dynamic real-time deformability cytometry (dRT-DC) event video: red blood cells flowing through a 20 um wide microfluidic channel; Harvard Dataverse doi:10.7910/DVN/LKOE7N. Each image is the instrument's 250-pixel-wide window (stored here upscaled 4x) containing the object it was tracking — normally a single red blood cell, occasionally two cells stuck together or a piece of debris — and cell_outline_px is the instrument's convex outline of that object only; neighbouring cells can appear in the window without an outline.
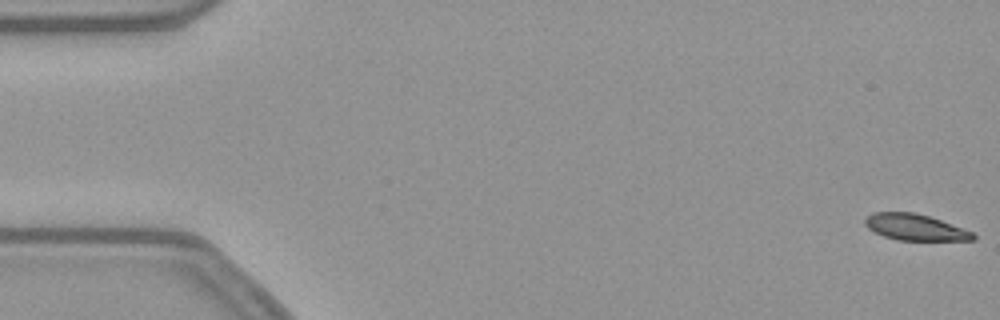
{"species": "common noctule bat (a hibernating species)", "species_latin": "Nyctalus noctula", "temperature_condition": "warm", "stored_images_in_passage": 16, "camera_frame_rate_fps": 3000, "um_per_image_px": 0.085, "animal": {"sex": "female", "body_mass_g": 21.9}, "frame": {"image": 1, "passage_image": 1, "time_ms": 0.0, "image_size_px": [1000, 320], "cell_outline_px": [[976, 240], [896, 240], [884, 236], [868, 228], [864, 224], [864, 220], [872, 212], [912, 212], [928, 216], [940, 220], [972, 232], [976, 236]], "centroid_in_image_um": [77.76, 19.32], "position_along_channel_um": 7.2, "area_um2": 16.3}}
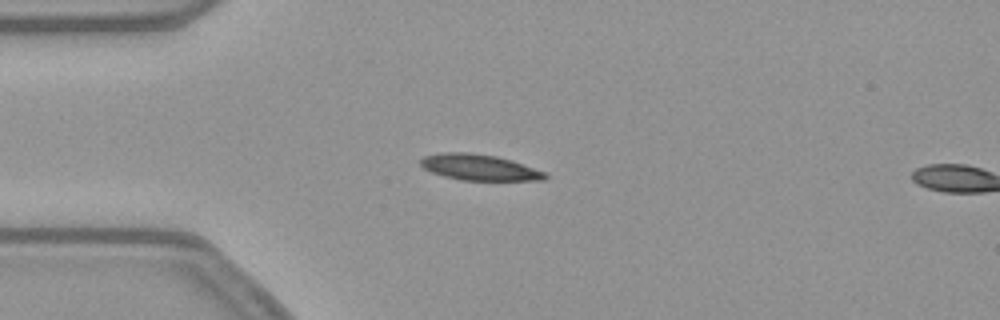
{"frame": {"image": 2, "passage_image": 14, "time_ms": 4.333, "image_size_px": [1000, 320], "cell_outline_px": [[548, 176], [544, 180], [460, 180], [444, 176], [432, 172], [424, 168], [420, 164], [420, 160], [424, 156], [440, 152], [468, 152], [496, 156], [512, 160], [544, 172]], "centroid_in_image_um": [40.71, 14.22], "position_along_channel_um": 44.3, "area_um2": 18.73}}